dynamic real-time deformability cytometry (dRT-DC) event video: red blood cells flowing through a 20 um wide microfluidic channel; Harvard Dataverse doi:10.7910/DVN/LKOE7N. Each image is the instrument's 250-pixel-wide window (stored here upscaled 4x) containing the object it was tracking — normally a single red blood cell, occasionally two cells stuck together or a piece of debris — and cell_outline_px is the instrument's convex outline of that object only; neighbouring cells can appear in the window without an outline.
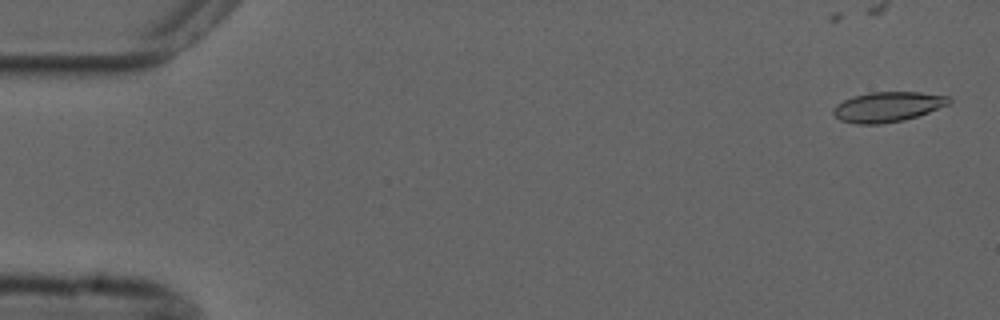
{"species": "common noctule bat (a hibernating species)", "species_latin": "Nyctalus noctula", "temperature_condition": "cold", "stored_images_in_passage": 58, "camera_frame_rate_fps": 3000, "um_per_image_px": 0.085, "animal": {"sex": "male", "forearm_length_mm": 52.5}, "frame": {"image": 1, "passage_image": 2, "time_ms": 0.333, "image_size_px": [1000, 320], "cell_outline_px": [[952, 100], [948, 104], [928, 112], [904, 120], [880, 124], [856, 124], [840, 120], [832, 112], [832, 108], [836, 104], [852, 96], [868, 92], [920, 92], [952, 96]], "centroid_in_image_um": [75.44, 9.07], "position_along_channel_um": 9.6, "area_um2": 20.35}}